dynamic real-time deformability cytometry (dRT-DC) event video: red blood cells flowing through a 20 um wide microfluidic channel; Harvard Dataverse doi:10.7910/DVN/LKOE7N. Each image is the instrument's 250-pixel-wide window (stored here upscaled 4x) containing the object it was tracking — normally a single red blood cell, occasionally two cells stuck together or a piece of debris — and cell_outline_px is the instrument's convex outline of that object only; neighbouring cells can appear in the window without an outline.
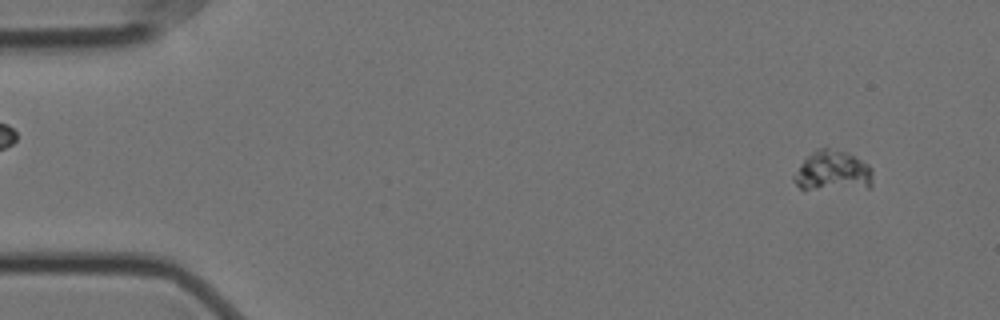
{"species": "Egyptian fruit bat (a non-hibernating species)", "species_latin": "Rousettus aegyptiacus", "temperature_condition": "cold", "stored_images_in_passage": 54, "camera_frame_rate_fps": 3000, "um_per_image_px": 0.085, "animal": {"sex": "female"}, "frame": {"image": 1, "passage_image": 1, "time_ms": 0.0, "image_size_px": [1000, 320], "cell_outline_px": [[872, 184], [868, 188], [804, 192], [792, 180], [792, 176], [800, 164], [816, 148], [828, 148], [848, 152], [868, 164], [872, 168]], "centroid_in_image_um": [70.75, 14.6], "position_along_channel_um": 14.3, "area_um2": 19.36}}
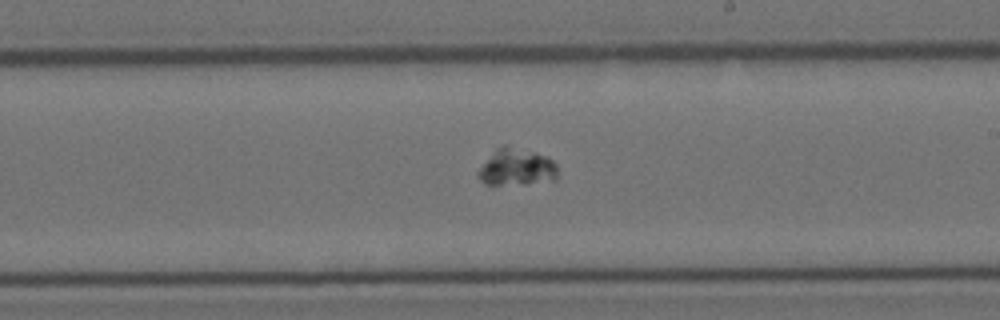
{"frame": {"image": 2, "passage_image": 30, "time_ms": 9.667, "image_size_px": [1000, 320], "cell_outline_px": [[556, 180], [524, 184], [484, 184], [476, 176], [476, 172], [496, 148], [504, 144], [508, 144], [536, 152], [548, 156], [556, 164]], "centroid_in_image_um": [43.89, 14.19], "position_along_channel_um": 245.1, "area_um2": 17.4}}
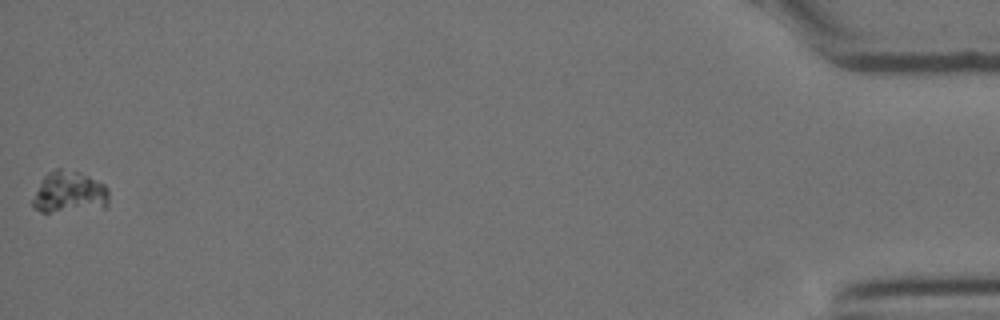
{"frame": {"image": 3, "passage_image": 54, "time_ms": 17.667, "image_size_px": [1000, 320], "cell_outline_px": [[108, 204], [104, 208], [48, 212], [40, 212], [32, 204], [32, 200], [44, 176], [48, 172], [56, 168], [60, 168], [80, 172], [104, 184], [108, 188]], "centroid_in_image_um": [5.91, 16.34], "position_along_channel_um": 429.3, "area_um2": 18.38}}